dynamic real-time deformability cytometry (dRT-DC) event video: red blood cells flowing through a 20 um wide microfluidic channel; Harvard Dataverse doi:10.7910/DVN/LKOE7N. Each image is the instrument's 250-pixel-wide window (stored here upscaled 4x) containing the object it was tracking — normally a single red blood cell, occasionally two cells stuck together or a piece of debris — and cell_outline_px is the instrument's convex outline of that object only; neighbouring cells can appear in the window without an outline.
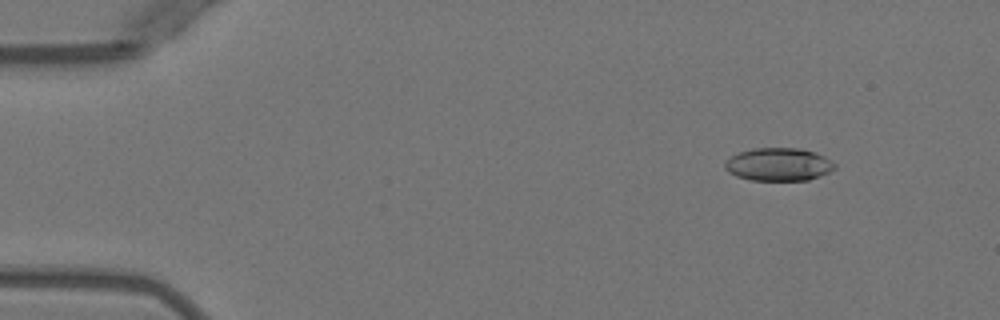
{"species": "Egyptian fruit bat (a non-hibernating species)", "species_latin": "Rousettus aegyptiacus", "temperature_condition": "warm", "stored_images_in_passage": 6, "camera_frame_rate_fps": 3000, "um_per_image_px": 0.085, "animal": {"sex": "female"}, "frame": {"image": 1, "passage_image": 2, "time_ms": 1.333, "image_size_px": [1000, 320], "cell_outline_px": [[836, 168], [820, 176], [808, 180], [752, 180], [736, 176], [728, 172], [724, 168], [724, 164], [732, 156], [740, 152], [752, 148], [800, 148], [816, 152], [824, 156], [836, 164]], "centroid_in_image_um": [66.19, 13.97], "position_along_channel_um": 18.8, "area_um2": 21.1}}
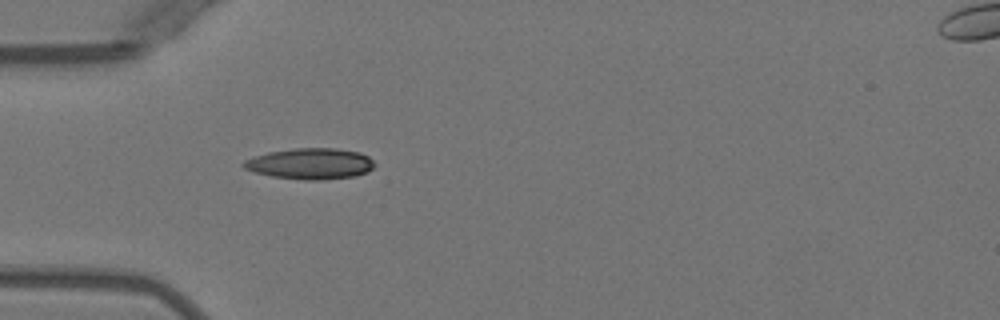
{"frame": {"image": 2, "passage_image": 5, "time_ms": 4.667, "image_size_px": [1000, 320], "cell_outline_px": [[376, 164], [368, 172], [352, 176], [320, 180], [304, 180], [272, 176], [256, 172], [244, 168], [240, 164], [244, 160], [252, 156], [268, 152], [292, 148], [336, 148], [360, 152], [368, 156]], "centroid_in_image_um": [26.36, 13.9], "position_along_channel_um": 58.6, "area_um2": 23.76}}